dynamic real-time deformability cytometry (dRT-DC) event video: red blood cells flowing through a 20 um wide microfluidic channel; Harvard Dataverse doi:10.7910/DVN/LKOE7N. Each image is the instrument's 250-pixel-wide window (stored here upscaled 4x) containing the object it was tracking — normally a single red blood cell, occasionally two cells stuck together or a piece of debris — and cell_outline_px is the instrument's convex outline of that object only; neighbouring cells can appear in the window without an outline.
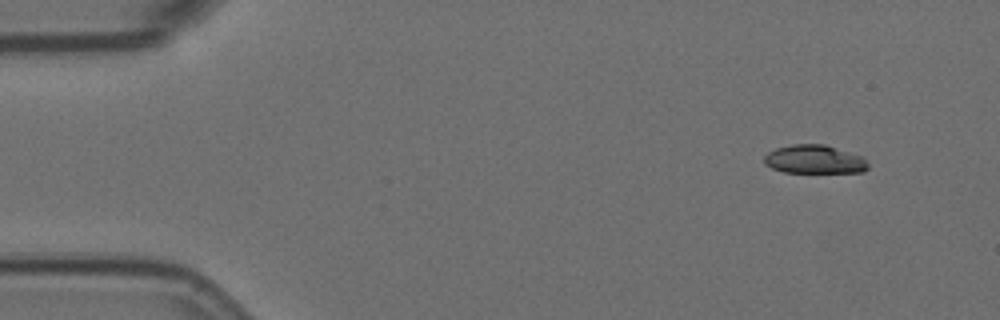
{"species": "Egyptian fruit bat (a non-hibernating species)", "species_latin": "Rousettus aegyptiacus", "temperature_condition": "room temperature", "stored_images_in_passage": 5, "camera_frame_rate_fps": 3000, "um_per_image_px": 0.085, "animal": {"sex": "female"}, "frame": {"image": 1, "passage_image": 1, "time_ms": 0.0, "image_size_px": [1000, 320], "cell_outline_px": [[868, 168], [864, 172], [784, 172], [772, 168], [764, 164], [764, 156], [768, 152], [776, 148], [792, 144], [824, 144], [864, 156], [868, 164]], "centroid_in_image_um": [69.24, 13.54], "position_along_channel_um": 15.8, "area_um2": 17.4}}
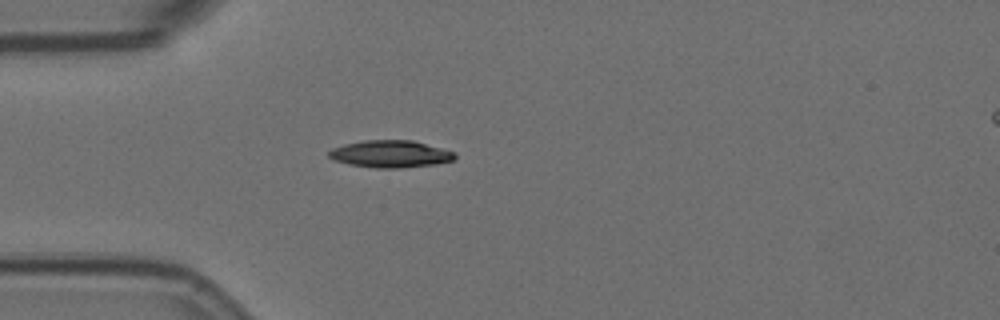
{"frame": {"image": 2, "passage_image": 4, "time_ms": 1.0, "image_size_px": [1000, 320], "cell_outline_px": [[456, 156], [452, 160], [436, 164], [400, 168], [376, 168], [348, 164], [336, 160], [328, 156], [328, 152], [332, 148], [344, 144], [364, 140], [412, 140], [456, 152]], "centroid_in_image_um": [33.18, 13.08], "position_along_channel_um": 51.8, "area_um2": 19.88}}